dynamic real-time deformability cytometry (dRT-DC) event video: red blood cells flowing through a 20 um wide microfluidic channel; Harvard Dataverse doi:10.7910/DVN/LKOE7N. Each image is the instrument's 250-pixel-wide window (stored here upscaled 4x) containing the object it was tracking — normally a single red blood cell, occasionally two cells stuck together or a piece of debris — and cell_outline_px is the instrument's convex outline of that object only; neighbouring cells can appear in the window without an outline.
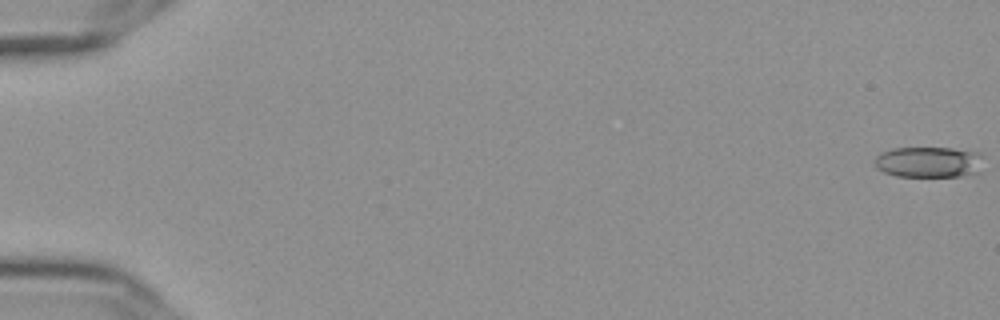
{"species": "Egyptian fruit bat (a non-hibernating species)", "species_latin": "Rousettus aegyptiacus", "temperature_condition": "cold", "stored_images_in_passage": 57, "camera_frame_rate_fps": 3000, "um_per_image_px": 0.085, "frame": {"image": 1, "passage_image": 1, "time_ms": 0.0, "image_size_px": [1000, 320], "cell_outline_px": [[980, 172], [960, 176], [896, 176], [884, 172], [876, 168], [872, 160], [880, 152], [892, 148], [952, 148], [980, 152]], "centroid_in_image_um": [78.88, 13.77], "position_along_channel_um": 6.1, "area_um2": 19.65}}
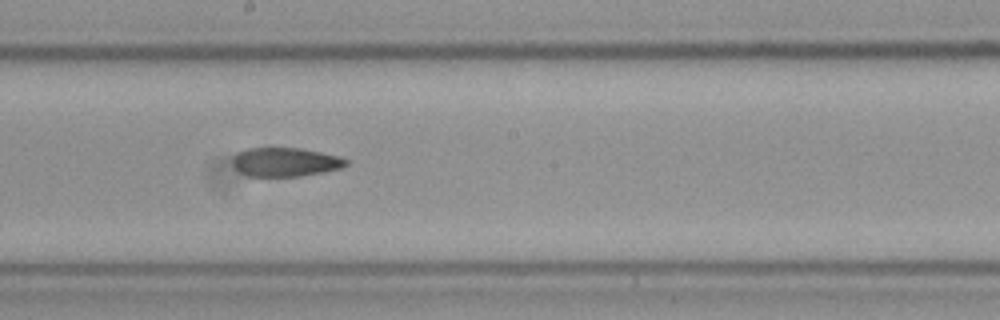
{"frame": {"image": 2, "passage_image": 33, "time_ms": 10.667, "image_size_px": [1000, 320], "cell_outline_px": [[348, 164], [340, 168], [324, 172], [300, 176], [248, 176], [240, 172], [232, 164], [232, 156], [236, 152], [248, 148], [300, 148], [340, 156], [348, 160]], "centroid_in_image_um": [24.23, 13.77], "position_along_channel_um": 224.0, "area_um2": 19.19}}
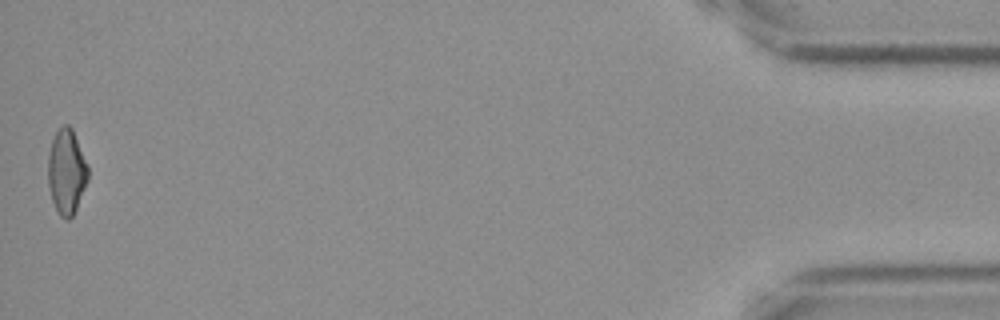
{"frame": {"image": 3, "passage_image": 57, "time_ms": 18.667, "image_size_px": [1000, 320], "cell_outline_px": [[88, 180], [76, 208], [72, 216], [68, 220], [64, 220], [60, 216], [52, 200], [48, 184], [48, 156], [52, 140], [56, 132], [64, 124], [68, 124], [72, 128], [88, 164]], "centroid_in_image_um": [5.66, 14.59], "position_along_channel_um": 429.5, "area_um2": 19.77}, "authors_computed_cell_mechanics": {"area_um2": 20.3456, "velocity_mm_per_s": 3.6483, "shape_relaxation_time_tau1_ms": null, "shape_relaxation_time_tau2_ms": 3.7576, "deformation_change_tau1": null, "deformation_change_tau2": 0.1185}}